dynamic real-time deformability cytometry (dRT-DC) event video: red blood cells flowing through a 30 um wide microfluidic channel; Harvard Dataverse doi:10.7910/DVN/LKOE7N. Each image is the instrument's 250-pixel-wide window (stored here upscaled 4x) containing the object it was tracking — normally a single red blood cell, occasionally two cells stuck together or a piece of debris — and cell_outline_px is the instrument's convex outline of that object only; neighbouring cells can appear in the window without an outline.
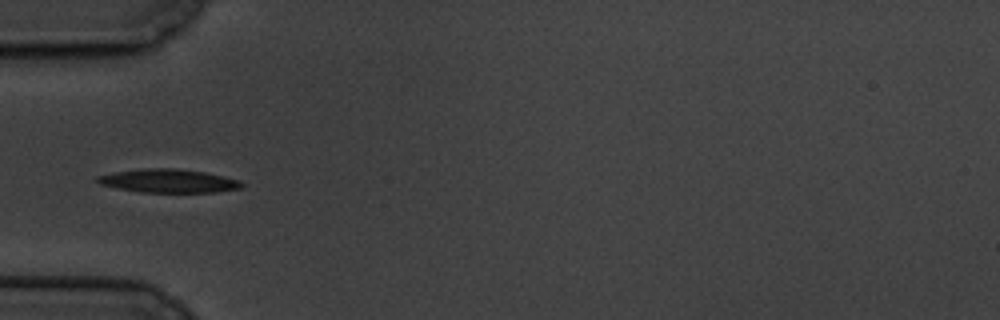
{"species": "common noctule bat (a hibernating species)", "species_latin": "Nyctalus noctula", "temperature_condition": "cold", "stored_images_in_passage": 8, "camera_frame_rate_fps": 3000, "um_per_image_px": 0.085, "animal": {"sex": "male", "body_mass_g": 19.5, "forearm_length_mm": 54.6}, "frame": {"image": 1, "passage_image": 6, "time_ms": 5.667, "image_size_px": [1000, 320], "cell_outline_px": [[244, 184], [240, 188], [216, 192], [140, 192], [116, 188], [100, 184], [96, 180], [96, 176], [116, 172], [140, 168], [176, 168], [204, 172], [224, 176], [240, 180]], "centroid_in_image_um": [14.31, 15.37], "position_along_channel_um": 70.7, "area_um2": 19.77}}
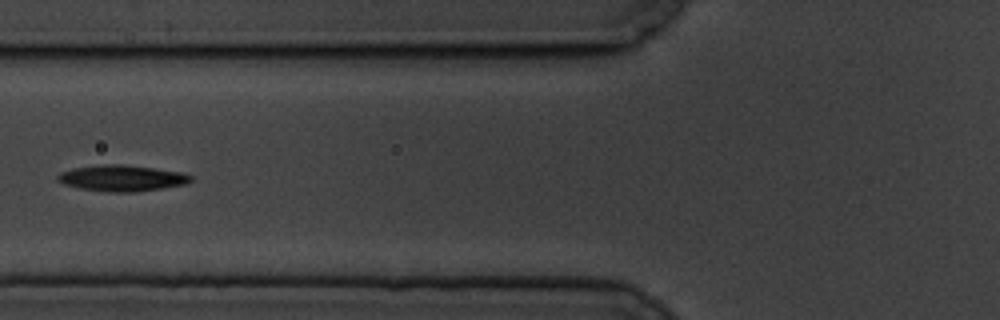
{"frame": {"image": 2, "passage_image": 7, "time_ms": 7.0, "image_size_px": [1000, 320], "cell_outline_px": [[192, 180], [188, 184], [164, 188], [132, 192], [104, 192], [80, 188], [64, 184], [56, 180], [56, 176], [60, 172], [72, 168], [104, 164], [124, 164], [184, 172], [192, 176]], "centroid_in_image_um": [10.38, 15.14], "position_along_channel_um": 115.4, "area_um2": 20.52}}
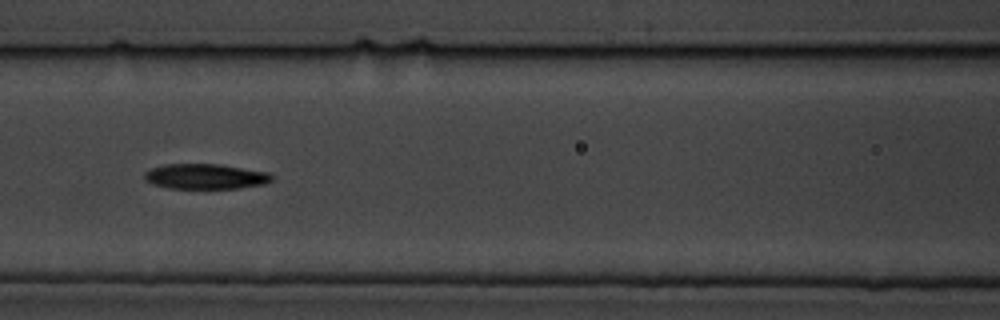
{"frame": {"image": 3, "passage_image": 8, "time_ms": 8.0, "image_size_px": [1000, 320], "cell_outline_px": [[272, 180], [264, 184], [240, 188], [168, 188], [152, 184], [144, 180], [144, 172], [152, 168], [164, 164], [220, 164], [272, 172]], "centroid_in_image_um": [17.48, 14.99], "position_along_channel_um": 149.1, "area_um2": 18.9}}